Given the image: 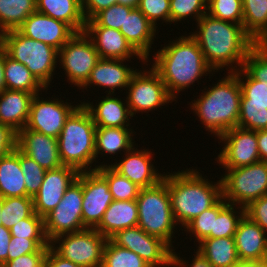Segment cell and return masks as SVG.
I'll return each instance as SVG.
<instances>
[{
    "label": "cell",
    "mask_w": 267,
    "mask_h": 267,
    "mask_svg": "<svg viewBox=\"0 0 267 267\" xmlns=\"http://www.w3.org/2000/svg\"><path fill=\"white\" fill-rule=\"evenodd\" d=\"M196 23L199 30L190 33V36L197 42L214 72L229 66H232L227 70L229 72L243 68L246 56L256 44L243 25L214 18L207 13Z\"/></svg>",
    "instance_id": "cell-1"
},
{
    "label": "cell",
    "mask_w": 267,
    "mask_h": 267,
    "mask_svg": "<svg viewBox=\"0 0 267 267\" xmlns=\"http://www.w3.org/2000/svg\"><path fill=\"white\" fill-rule=\"evenodd\" d=\"M153 56L152 68L160 75L174 100L177 97L175 94L191 87L190 85L198 82L202 76L210 73L213 75L214 72L205 61L199 45L190 35L170 41Z\"/></svg>",
    "instance_id": "cell-2"
},
{
    "label": "cell",
    "mask_w": 267,
    "mask_h": 267,
    "mask_svg": "<svg viewBox=\"0 0 267 267\" xmlns=\"http://www.w3.org/2000/svg\"><path fill=\"white\" fill-rule=\"evenodd\" d=\"M168 174L172 212L176 223L183 228L223 197L221 178L214 184L193 168Z\"/></svg>",
    "instance_id": "cell-3"
},
{
    "label": "cell",
    "mask_w": 267,
    "mask_h": 267,
    "mask_svg": "<svg viewBox=\"0 0 267 267\" xmlns=\"http://www.w3.org/2000/svg\"><path fill=\"white\" fill-rule=\"evenodd\" d=\"M219 79L217 84L203 91L190 104L201 124L216 137L238 126L241 103V87L234 72Z\"/></svg>",
    "instance_id": "cell-4"
},
{
    "label": "cell",
    "mask_w": 267,
    "mask_h": 267,
    "mask_svg": "<svg viewBox=\"0 0 267 267\" xmlns=\"http://www.w3.org/2000/svg\"><path fill=\"white\" fill-rule=\"evenodd\" d=\"M95 133L96 125L81 103L67 118L57 138L62 164L74 167L79 172L96 170L92 168L95 161Z\"/></svg>",
    "instance_id": "cell-5"
},
{
    "label": "cell",
    "mask_w": 267,
    "mask_h": 267,
    "mask_svg": "<svg viewBox=\"0 0 267 267\" xmlns=\"http://www.w3.org/2000/svg\"><path fill=\"white\" fill-rule=\"evenodd\" d=\"M0 45L11 59L24 64L48 88L58 65V50L23 35L18 29L0 34Z\"/></svg>",
    "instance_id": "cell-6"
},
{
    "label": "cell",
    "mask_w": 267,
    "mask_h": 267,
    "mask_svg": "<svg viewBox=\"0 0 267 267\" xmlns=\"http://www.w3.org/2000/svg\"><path fill=\"white\" fill-rule=\"evenodd\" d=\"M165 174L156 185L140 190L136 199L138 226L147 234L161 238L172 248V237L178 224L172 212Z\"/></svg>",
    "instance_id": "cell-7"
},
{
    "label": "cell",
    "mask_w": 267,
    "mask_h": 267,
    "mask_svg": "<svg viewBox=\"0 0 267 267\" xmlns=\"http://www.w3.org/2000/svg\"><path fill=\"white\" fill-rule=\"evenodd\" d=\"M221 175L223 198L246 208L252 201L267 195V162L225 169Z\"/></svg>",
    "instance_id": "cell-8"
},
{
    "label": "cell",
    "mask_w": 267,
    "mask_h": 267,
    "mask_svg": "<svg viewBox=\"0 0 267 267\" xmlns=\"http://www.w3.org/2000/svg\"><path fill=\"white\" fill-rule=\"evenodd\" d=\"M107 240L95 228H85L59 235L49 243L58 255L81 267H102ZM57 243L59 244L55 246Z\"/></svg>",
    "instance_id": "cell-9"
},
{
    "label": "cell",
    "mask_w": 267,
    "mask_h": 267,
    "mask_svg": "<svg viewBox=\"0 0 267 267\" xmlns=\"http://www.w3.org/2000/svg\"><path fill=\"white\" fill-rule=\"evenodd\" d=\"M149 69H138L127 86L126 102L132 117L136 113H148L175 101L169 95L160 75L152 67Z\"/></svg>",
    "instance_id": "cell-10"
},
{
    "label": "cell",
    "mask_w": 267,
    "mask_h": 267,
    "mask_svg": "<svg viewBox=\"0 0 267 267\" xmlns=\"http://www.w3.org/2000/svg\"><path fill=\"white\" fill-rule=\"evenodd\" d=\"M100 59L92 40L85 32L76 33L58 51L59 65L66 71L68 81L79 89Z\"/></svg>",
    "instance_id": "cell-11"
},
{
    "label": "cell",
    "mask_w": 267,
    "mask_h": 267,
    "mask_svg": "<svg viewBox=\"0 0 267 267\" xmlns=\"http://www.w3.org/2000/svg\"><path fill=\"white\" fill-rule=\"evenodd\" d=\"M82 184L76 179L60 203L44 217V231L50 242L55 237L85 229L82 221Z\"/></svg>",
    "instance_id": "cell-12"
},
{
    "label": "cell",
    "mask_w": 267,
    "mask_h": 267,
    "mask_svg": "<svg viewBox=\"0 0 267 267\" xmlns=\"http://www.w3.org/2000/svg\"><path fill=\"white\" fill-rule=\"evenodd\" d=\"M109 239L114 244L134 252L151 267L171 266L173 248L161 238L147 234L139 226L120 230Z\"/></svg>",
    "instance_id": "cell-13"
},
{
    "label": "cell",
    "mask_w": 267,
    "mask_h": 267,
    "mask_svg": "<svg viewBox=\"0 0 267 267\" xmlns=\"http://www.w3.org/2000/svg\"><path fill=\"white\" fill-rule=\"evenodd\" d=\"M224 143L217 163L224 169H235L260 162L257 131L235 127L218 137ZM224 141V142H223Z\"/></svg>",
    "instance_id": "cell-14"
},
{
    "label": "cell",
    "mask_w": 267,
    "mask_h": 267,
    "mask_svg": "<svg viewBox=\"0 0 267 267\" xmlns=\"http://www.w3.org/2000/svg\"><path fill=\"white\" fill-rule=\"evenodd\" d=\"M77 180L82 184V221L85 228H96L113 202L107 180L97 171H82Z\"/></svg>",
    "instance_id": "cell-15"
},
{
    "label": "cell",
    "mask_w": 267,
    "mask_h": 267,
    "mask_svg": "<svg viewBox=\"0 0 267 267\" xmlns=\"http://www.w3.org/2000/svg\"><path fill=\"white\" fill-rule=\"evenodd\" d=\"M39 96L38 93L32 99L25 128L58 138L67 118L80 104L74 106L59 98L43 100Z\"/></svg>",
    "instance_id": "cell-16"
},
{
    "label": "cell",
    "mask_w": 267,
    "mask_h": 267,
    "mask_svg": "<svg viewBox=\"0 0 267 267\" xmlns=\"http://www.w3.org/2000/svg\"><path fill=\"white\" fill-rule=\"evenodd\" d=\"M79 173L74 167L65 165L46 170L39 191L33 197L34 212L44 218L55 209L66 189L77 179Z\"/></svg>",
    "instance_id": "cell-17"
},
{
    "label": "cell",
    "mask_w": 267,
    "mask_h": 267,
    "mask_svg": "<svg viewBox=\"0 0 267 267\" xmlns=\"http://www.w3.org/2000/svg\"><path fill=\"white\" fill-rule=\"evenodd\" d=\"M18 30L23 35L48 44L58 51L76 34L65 22L38 11L30 14Z\"/></svg>",
    "instance_id": "cell-18"
},
{
    "label": "cell",
    "mask_w": 267,
    "mask_h": 267,
    "mask_svg": "<svg viewBox=\"0 0 267 267\" xmlns=\"http://www.w3.org/2000/svg\"><path fill=\"white\" fill-rule=\"evenodd\" d=\"M16 147L35 160L45 170L63 166L58 149V140L27 128L17 133Z\"/></svg>",
    "instance_id": "cell-19"
},
{
    "label": "cell",
    "mask_w": 267,
    "mask_h": 267,
    "mask_svg": "<svg viewBox=\"0 0 267 267\" xmlns=\"http://www.w3.org/2000/svg\"><path fill=\"white\" fill-rule=\"evenodd\" d=\"M125 158L119 163H111V167L120 175L128 178L141 189L156 185L163 179L164 174H159L152 163L151 151L147 149L138 150L133 147L124 153Z\"/></svg>",
    "instance_id": "cell-20"
},
{
    "label": "cell",
    "mask_w": 267,
    "mask_h": 267,
    "mask_svg": "<svg viewBox=\"0 0 267 267\" xmlns=\"http://www.w3.org/2000/svg\"><path fill=\"white\" fill-rule=\"evenodd\" d=\"M85 34L92 40L101 59L129 61L132 56L146 61L126 40L120 30L108 27H85Z\"/></svg>",
    "instance_id": "cell-21"
},
{
    "label": "cell",
    "mask_w": 267,
    "mask_h": 267,
    "mask_svg": "<svg viewBox=\"0 0 267 267\" xmlns=\"http://www.w3.org/2000/svg\"><path fill=\"white\" fill-rule=\"evenodd\" d=\"M126 60L119 59H100L93 70L91 71L87 81L81 86V89H87L91 85L108 88V94H114L115 89L123 88L126 90L132 76L137 72V69L124 65Z\"/></svg>",
    "instance_id": "cell-22"
},
{
    "label": "cell",
    "mask_w": 267,
    "mask_h": 267,
    "mask_svg": "<svg viewBox=\"0 0 267 267\" xmlns=\"http://www.w3.org/2000/svg\"><path fill=\"white\" fill-rule=\"evenodd\" d=\"M234 239L240 260L267 259V235L248 216L239 221Z\"/></svg>",
    "instance_id": "cell-23"
},
{
    "label": "cell",
    "mask_w": 267,
    "mask_h": 267,
    "mask_svg": "<svg viewBox=\"0 0 267 267\" xmlns=\"http://www.w3.org/2000/svg\"><path fill=\"white\" fill-rule=\"evenodd\" d=\"M34 96L25 91L4 89L0 93V123L16 133L25 128Z\"/></svg>",
    "instance_id": "cell-24"
},
{
    "label": "cell",
    "mask_w": 267,
    "mask_h": 267,
    "mask_svg": "<svg viewBox=\"0 0 267 267\" xmlns=\"http://www.w3.org/2000/svg\"><path fill=\"white\" fill-rule=\"evenodd\" d=\"M157 28L141 13L133 8L124 21L120 32L130 45L147 61L149 60L151 45L156 38Z\"/></svg>",
    "instance_id": "cell-25"
},
{
    "label": "cell",
    "mask_w": 267,
    "mask_h": 267,
    "mask_svg": "<svg viewBox=\"0 0 267 267\" xmlns=\"http://www.w3.org/2000/svg\"><path fill=\"white\" fill-rule=\"evenodd\" d=\"M114 94H107L95 106L91 102L83 101L82 104L90 113L96 127H128L130 117L127 102L123 103L121 98L113 97ZM85 102V103H84ZM97 106V107H96Z\"/></svg>",
    "instance_id": "cell-26"
},
{
    "label": "cell",
    "mask_w": 267,
    "mask_h": 267,
    "mask_svg": "<svg viewBox=\"0 0 267 267\" xmlns=\"http://www.w3.org/2000/svg\"><path fill=\"white\" fill-rule=\"evenodd\" d=\"M138 226V206L136 200H113L104 212L100 224L95 228L109 239L116 232Z\"/></svg>",
    "instance_id": "cell-27"
},
{
    "label": "cell",
    "mask_w": 267,
    "mask_h": 267,
    "mask_svg": "<svg viewBox=\"0 0 267 267\" xmlns=\"http://www.w3.org/2000/svg\"><path fill=\"white\" fill-rule=\"evenodd\" d=\"M36 11L65 22L76 33L84 32L82 0H36Z\"/></svg>",
    "instance_id": "cell-28"
},
{
    "label": "cell",
    "mask_w": 267,
    "mask_h": 267,
    "mask_svg": "<svg viewBox=\"0 0 267 267\" xmlns=\"http://www.w3.org/2000/svg\"><path fill=\"white\" fill-rule=\"evenodd\" d=\"M0 196L30 197L26 193L24 174L20 167V150L17 147L0 158Z\"/></svg>",
    "instance_id": "cell-29"
},
{
    "label": "cell",
    "mask_w": 267,
    "mask_h": 267,
    "mask_svg": "<svg viewBox=\"0 0 267 267\" xmlns=\"http://www.w3.org/2000/svg\"><path fill=\"white\" fill-rule=\"evenodd\" d=\"M133 132L129 127H96L95 162L99 154L116 155L131 150L136 145L133 142Z\"/></svg>",
    "instance_id": "cell-30"
},
{
    "label": "cell",
    "mask_w": 267,
    "mask_h": 267,
    "mask_svg": "<svg viewBox=\"0 0 267 267\" xmlns=\"http://www.w3.org/2000/svg\"><path fill=\"white\" fill-rule=\"evenodd\" d=\"M198 245L213 267H233L239 260L234 237L205 238Z\"/></svg>",
    "instance_id": "cell-31"
},
{
    "label": "cell",
    "mask_w": 267,
    "mask_h": 267,
    "mask_svg": "<svg viewBox=\"0 0 267 267\" xmlns=\"http://www.w3.org/2000/svg\"><path fill=\"white\" fill-rule=\"evenodd\" d=\"M243 1V27L256 43H267V0Z\"/></svg>",
    "instance_id": "cell-32"
},
{
    "label": "cell",
    "mask_w": 267,
    "mask_h": 267,
    "mask_svg": "<svg viewBox=\"0 0 267 267\" xmlns=\"http://www.w3.org/2000/svg\"><path fill=\"white\" fill-rule=\"evenodd\" d=\"M4 78L6 89L25 91L34 95L48 90L28 70V68L7 56L5 52Z\"/></svg>",
    "instance_id": "cell-33"
},
{
    "label": "cell",
    "mask_w": 267,
    "mask_h": 267,
    "mask_svg": "<svg viewBox=\"0 0 267 267\" xmlns=\"http://www.w3.org/2000/svg\"><path fill=\"white\" fill-rule=\"evenodd\" d=\"M36 11V0H0V34L18 29Z\"/></svg>",
    "instance_id": "cell-34"
},
{
    "label": "cell",
    "mask_w": 267,
    "mask_h": 267,
    "mask_svg": "<svg viewBox=\"0 0 267 267\" xmlns=\"http://www.w3.org/2000/svg\"><path fill=\"white\" fill-rule=\"evenodd\" d=\"M96 170L107 180L113 200L128 201L136 200L141 190L128 178L120 175L110 164L106 163L95 166Z\"/></svg>",
    "instance_id": "cell-35"
},
{
    "label": "cell",
    "mask_w": 267,
    "mask_h": 267,
    "mask_svg": "<svg viewBox=\"0 0 267 267\" xmlns=\"http://www.w3.org/2000/svg\"><path fill=\"white\" fill-rule=\"evenodd\" d=\"M228 204L222 197L214 206L205 210L184 228V231L189 232L190 236L195 237L196 242H201L205 238H214V217ZM192 233V234H191Z\"/></svg>",
    "instance_id": "cell-36"
},
{
    "label": "cell",
    "mask_w": 267,
    "mask_h": 267,
    "mask_svg": "<svg viewBox=\"0 0 267 267\" xmlns=\"http://www.w3.org/2000/svg\"><path fill=\"white\" fill-rule=\"evenodd\" d=\"M102 267H151L140 256L129 249L107 240L103 250Z\"/></svg>",
    "instance_id": "cell-37"
},
{
    "label": "cell",
    "mask_w": 267,
    "mask_h": 267,
    "mask_svg": "<svg viewBox=\"0 0 267 267\" xmlns=\"http://www.w3.org/2000/svg\"><path fill=\"white\" fill-rule=\"evenodd\" d=\"M34 212L32 197L4 198L1 220L5 228L11 229L19 221L28 218Z\"/></svg>",
    "instance_id": "cell-38"
},
{
    "label": "cell",
    "mask_w": 267,
    "mask_h": 267,
    "mask_svg": "<svg viewBox=\"0 0 267 267\" xmlns=\"http://www.w3.org/2000/svg\"><path fill=\"white\" fill-rule=\"evenodd\" d=\"M234 73L239 79L242 91L240 105L267 106V85L253 79L243 68Z\"/></svg>",
    "instance_id": "cell-39"
},
{
    "label": "cell",
    "mask_w": 267,
    "mask_h": 267,
    "mask_svg": "<svg viewBox=\"0 0 267 267\" xmlns=\"http://www.w3.org/2000/svg\"><path fill=\"white\" fill-rule=\"evenodd\" d=\"M244 215V207L228 203L218 216L214 217V238L234 237L238 223Z\"/></svg>",
    "instance_id": "cell-40"
},
{
    "label": "cell",
    "mask_w": 267,
    "mask_h": 267,
    "mask_svg": "<svg viewBox=\"0 0 267 267\" xmlns=\"http://www.w3.org/2000/svg\"><path fill=\"white\" fill-rule=\"evenodd\" d=\"M132 9V7L121 4L112 5L86 21L85 27H108L120 30L124 26L126 16L129 15Z\"/></svg>",
    "instance_id": "cell-41"
},
{
    "label": "cell",
    "mask_w": 267,
    "mask_h": 267,
    "mask_svg": "<svg viewBox=\"0 0 267 267\" xmlns=\"http://www.w3.org/2000/svg\"><path fill=\"white\" fill-rule=\"evenodd\" d=\"M207 14L223 21L243 25V1L209 0L207 2Z\"/></svg>",
    "instance_id": "cell-42"
},
{
    "label": "cell",
    "mask_w": 267,
    "mask_h": 267,
    "mask_svg": "<svg viewBox=\"0 0 267 267\" xmlns=\"http://www.w3.org/2000/svg\"><path fill=\"white\" fill-rule=\"evenodd\" d=\"M243 69L255 80L267 85V43H256L244 60Z\"/></svg>",
    "instance_id": "cell-43"
},
{
    "label": "cell",
    "mask_w": 267,
    "mask_h": 267,
    "mask_svg": "<svg viewBox=\"0 0 267 267\" xmlns=\"http://www.w3.org/2000/svg\"><path fill=\"white\" fill-rule=\"evenodd\" d=\"M206 13L207 0H170V23L181 22L192 16L197 22Z\"/></svg>",
    "instance_id": "cell-44"
},
{
    "label": "cell",
    "mask_w": 267,
    "mask_h": 267,
    "mask_svg": "<svg viewBox=\"0 0 267 267\" xmlns=\"http://www.w3.org/2000/svg\"><path fill=\"white\" fill-rule=\"evenodd\" d=\"M20 167L24 174L26 193L34 197L44 180L46 170L20 151Z\"/></svg>",
    "instance_id": "cell-45"
},
{
    "label": "cell",
    "mask_w": 267,
    "mask_h": 267,
    "mask_svg": "<svg viewBox=\"0 0 267 267\" xmlns=\"http://www.w3.org/2000/svg\"><path fill=\"white\" fill-rule=\"evenodd\" d=\"M238 127L248 130L267 129V106L240 105Z\"/></svg>",
    "instance_id": "cell-46"
},
{
    "label": "cell",
    "mask_w": 267,
    "mask_h": 267,
    "mask_svg": "<svg viewBox=\"0 0 267 267\" xmlns=\"http://www.w3.org/2000/svg\"><path fill=\"white\" fill-rule=\"evenodd\" d=\"M11 237L26 239H47L44 231V218L33 212L28 218L19 221L10 229Z\"/></svg>",
    "instance_id": "cell-47"
},
{
    "label": "cell",
    "mask_w": 267,
    "mask_h": 267,
    "mask_svg": "<svg viewBox=\"0 0 267 267\" xmlns=\"http://www.w3.org/2000/svg\"><path fill=\"white\" fill-rule=\"evenodd\" d=\"M138 9L157 28V22L170 23V0H140Z\"/></svg>",
    "instance_id": "cell-48"
},
{
    "label": "cell",
    "mask_w": 267,
    "mask_h": 267,
    "mask_svg": "<svg viewBox=\"0 0 267 267\" xmlns=\"http://www.w3.org/2000/svg\"><path fill=\"white\" fill-rule=\"evenodd\" d=\"M47 239H26L11 237L8 251V261L18 258L22 255L36 252L40 247H49Z\"/></svg>",
    "instance_id": "cell-49"
},
{
    "label": "cell",
    "mask_w": 267,
    "mask_h": 267,
    "mask_svg": "<svg viewBox=\"0 0 267 267\" xmlns=\"http://www.w3.org/2000/svg\"><path fill=\"white\" fill-rule=\"evenodd\" d=\"M245 215L257 223L267 234V195L252 201L245 208Z\"/></svg>",
    "instance_id": "cell-50"
},
{
    "label": "cell",
    "mask_w": 267,
    "mask_h": 267,
    "mask_svg": "<svg viewBox=\"0 0 267 267\" xmlns=\"http://www.w3.org/2000/svg\"><path fill=\"white\" fill-rule=\"evenodd\" d=\"M48 247H40L36 252L22 255L13 260L7 261L2 267H41Z\"/></svg>",
    "instance_id": "cell-51"
},
{
    "label": "cell",
    "mask_w": 267,
    "mask_h": 267,
    "mask_svg": "<svg viewBox=\"0 0 267 267\" xmlns=\"http://www.w3.org/2000/svg\"><path fill=\"white\" fill-rule=\"evenodd\" d=\"M17 133L0 123V158L16 148Z\"/></svg>",
    "instance_id": "cell-52"
},
{
    "label": "cell",
    "mask_w": 267,
    "mask_h": 267,
    "mask_svg": "<svg viewBox=\"0 0 267 267\" xmlns=\"http://www.w3.org/2000/svg\"><path fill=\"white\" fill-rule=\"evenodd\" d=\"M117 4V0H82V10L85 20L92 19L101 10Z\"/></svg>",
    "instance_id": "cell-53"
},
{
    "label": "cell",
    "mask_w": 267,
    "mask_h": 267,
    "mask_svg": "<svg viewBox=\"0 0 267 267\" xmlns=\"http://www.w3.org/2000/svg\"><path fill=\"white\" fill-rule=\"evenodd\" d=\"M175 251V249H172L171 254V266L176 267H213L210 262L198 251L196 250V254L194 255V258L192 259L191 264H188L186 260L180 258L178 254ZM187 262V263H186Z\"/></svg>",
    "instance_id": "cell-54"
},
{
    "label": "cell",
    "mask_w": 267,
    "mask_h": 267,
    "mask_svg": "<svg viewBox=\"0 0 267 267\" xmlns=\"http://www.w3.org/2000/svg\"><path fill=\"white\" fill-rule=\"evenodd\" d=\"M46 267H81L58 255L50 246L44 259Z\"/></svg>",
    "instance_id": "cell-55"
},
{
    "label": "cell",
    "mask_w": 267,
    "mask_h": 267,
    "mask_svg": "<svg viewBox=\"0 0 267 267\" xmlns=\"http://www.w3.org/2000/svg\"><path fill=\"white\" fill-rule=\"evenodd\" d=\"M11 241L10 229L0 225V267L8 261L9 243Z\"/></svg>",
    "instance_id": "cell-56"
},
{
    "label": "cell",
    "mask_w": 267,
    "mask_h": 267,
    "mask_svg": "<svg viewBox=\"0 0 267 267\" xmlns=\"http://www.w3.org/2000/svg\"><path fill=\"white\" fill-rule=\"evenodd\" d=\"M257 145L260 160L267 162V129L257 131Z\"/></svg>",
    "instance_id": "cell-57"
},
{
    "label": "cell",
    "mask_w": 267,
    "mask_h": 267,
    "mask_svg": "<svg viewBox=\"0 0 267 267\" xmlns=\"http://www.w3.org/2000/svg\"><path fill=\"white\" fill-rule=\"evenodd\" d=\"M233 267H267V259L238 260Z\"/></svg>",
    "instance_id": "cell-58"
},
{
    "label": "cell",
    "mask_w": 267,
    "mask_h": 267,
    "mask_svg": "<svg viewBox=\"0 0 267 267\" xmlns=\"http://www.w3.org/2000/svg\"><path fill=\"white\" fill-rule=\"evenodd\" d=\"M4 62H5V50L0 45V93L6 89V83L4 78Z\"/></svg>",
    "instance_id": "cell-59"
},
{
    "label": "cell",
    "mask_w": 267,
    "mask_h": 267,
    "mask_svg": "<svg viewBox=\"0 0 267 267\" xmlns=\"http://www.w3.org/2000/svg\"><path fill=\"white\" fill-rule=\"evenodd\" d=\"M140 0H117V4L138 8Z\"/></svg>",
    "instance_id": "cell-60"
},
{
    "label": "cell",
    "mask_w": 267,
    "mask_h": 267,
    "mask_svg": "<svg viewBox=\"0 0 267 267\" xmlns=\"http://www.w3.org/2000/svg\"><path fill=\"white\" fill-rule=\"evenodd\" d=\"M3 202H4V198L0 196V225L2 224L1 213H2Z\"/></svg>",
    "instance_id": "cell-61"
}]
</instances>
